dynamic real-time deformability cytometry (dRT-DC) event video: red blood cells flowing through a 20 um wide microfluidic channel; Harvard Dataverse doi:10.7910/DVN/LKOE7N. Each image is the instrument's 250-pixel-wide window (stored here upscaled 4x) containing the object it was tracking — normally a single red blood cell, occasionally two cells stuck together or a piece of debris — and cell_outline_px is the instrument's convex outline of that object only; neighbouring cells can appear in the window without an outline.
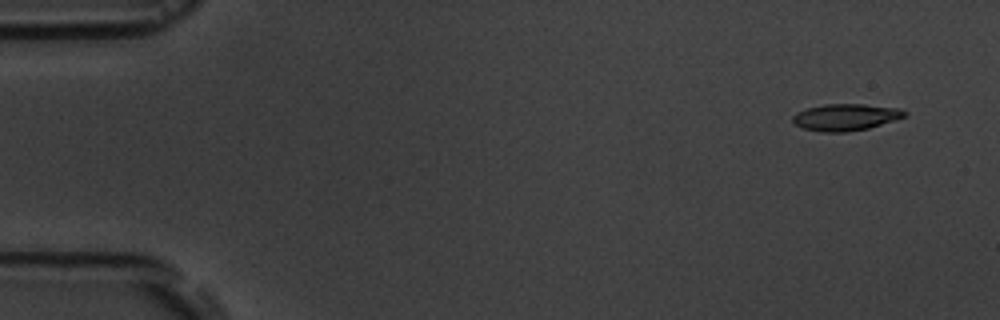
{"species": "common noctule bat (a hibernating species)", "species_latin": "Nyctalus noctula", "temperature_condition": "room temperature", "stored_images_in_passage": 5, "camera_frame_rate_fps": 3000, "um_per_image_px": 0.085, "animal": {"sex": "male", "body_mass_g": 19.5, "forearm_length_mm": 54.6}, "frame": {"image": 1, "passage_image": 2, "time_ms": 1.0, "image_size_px": [1000, 320], "cell_outline_px": [[908, 116], [868, 128], [844, 132], [824, 132], [804, 128], [796, 124], [792, 120], [792, 116], [796, 112], [808, 108], [824, 104], [864, 104], [900, 108], [908, 112]], "centroid_in_image_um": [71.92, 9.95], "position_along_channel_um": 13.1, "area_um2": 17.4}}